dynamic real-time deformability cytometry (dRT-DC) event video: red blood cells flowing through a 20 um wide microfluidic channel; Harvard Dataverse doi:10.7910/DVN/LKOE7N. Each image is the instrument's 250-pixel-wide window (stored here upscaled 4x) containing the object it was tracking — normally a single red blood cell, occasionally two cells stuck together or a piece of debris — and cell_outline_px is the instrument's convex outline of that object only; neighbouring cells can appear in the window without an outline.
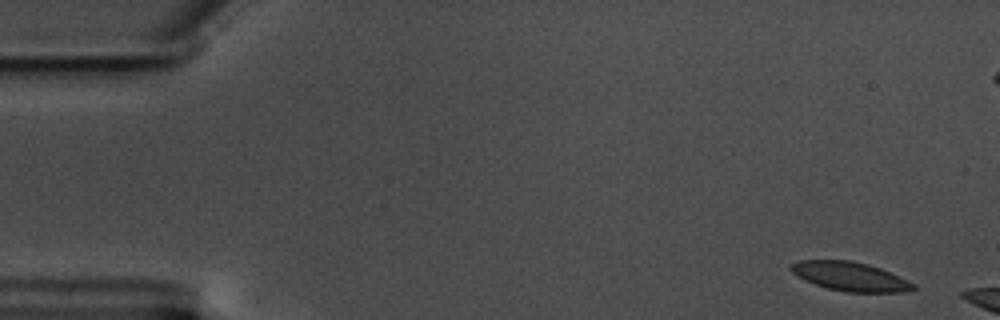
{"species": "common noctule bat (a hibernating species)", "species_latin": "Nyctalus noctula", "temperature_condition": "warm", "stored_images_in_passage": 15, "camera_frame_rate_fps": 3000, "um_per_image_px": 0.085, "animal": {"sex": "male", "body_mass_g": 17.5, "forearm_length_mm": 52.3}, "frame": {"image": 1, "passage_image": 3, "time_ms": 0.667, "image_size_px": [1000, 320], "cell_outline_px": [[916, 288], [904, 292], [848, 292], [828, 288], [804, 280], [792, 272], [788, 268], [788, 264], [800, 260], [852, 260], [868, 264], [880, 268], [908, 280], [916, 284]], "centroid_in_image_um": [72.25, 23.49], "position_along_channel_um": 12.8, "area_um2": 20.69}}